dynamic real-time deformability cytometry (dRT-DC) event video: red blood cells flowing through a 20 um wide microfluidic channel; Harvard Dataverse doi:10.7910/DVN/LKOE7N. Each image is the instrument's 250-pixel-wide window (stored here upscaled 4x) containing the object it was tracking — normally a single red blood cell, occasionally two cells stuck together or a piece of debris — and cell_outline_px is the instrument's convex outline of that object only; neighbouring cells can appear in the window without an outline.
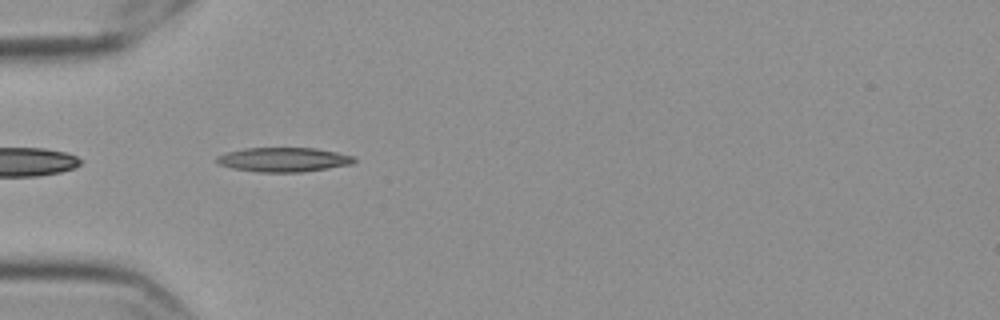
{"species": "Egyptian fruit bat (a non-hibernating species)", "species_latin": "Rousettus aegyptiacus", "temperature_condition": "cold", "stored_images_in_passage": 41, "camera_frame_rate_fps": 3000, "um_per_image_px": 0.085, "frame": {"image": 1, "passage_image": 2, "time_ms": 0.333, "image_size_px": [1000, 320], "cell_outline_px": [[356, 160], [352, 164], [300, 172], [260, 172], [232, 168], [220, 164], [216, 160], [216, 156], [228, 152], [244, 148], [316, 148], [356, 156]], "centroid_in_image_um": [24.12, 13.56], "position_along_channel_um": 60.9, "area_um2": 19.36}}
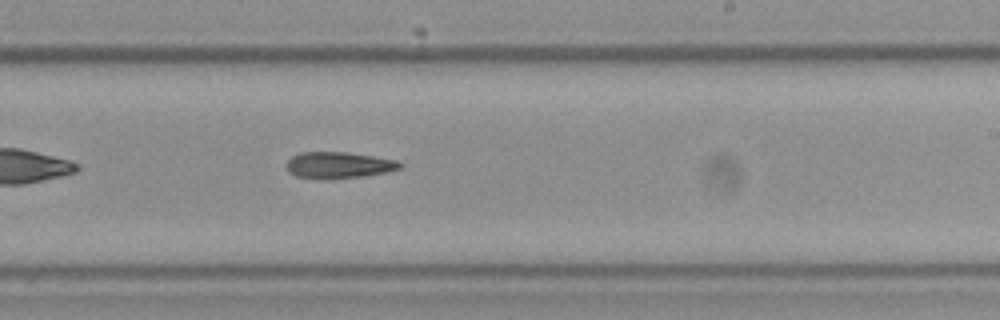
{"frame": {"image": 2, "passage_image": 19, "time_ms": 6.0, "image_size_px": [1000, 320], "cell_outline_px": [[404, 164], [400, 168], [384, 172], [360, 176], [324, 180], [296, 176], [288, 172], [284, 164], [292, 156], [300, 152], [348, 152], [396, 160]], "centroid_in_image_um": [28.71, 14.03], "position_along_channel_um": 260.3, "area_um2": 17.51}}
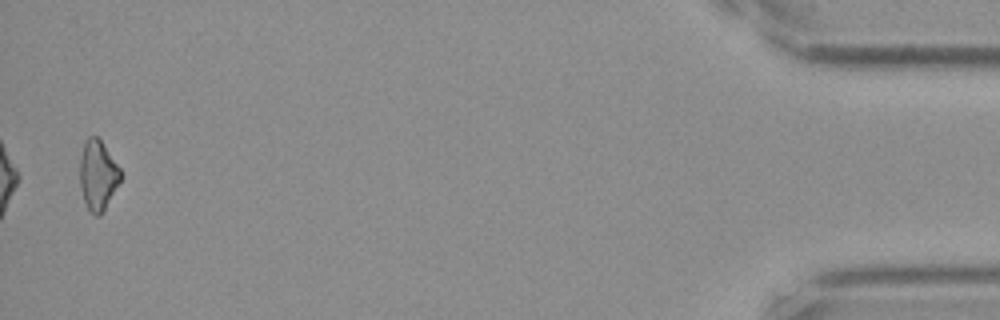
{"frame": {"image": 3, "passage_image": 40, "time_ms": 13.0, "image_size_px": [1000, 320], "cell_outline_px": [[120, 180], [104, 212], [100, 216], [96, 216], [88, 208], [84, 200], [80, 184], [80, 160], [84, 140], [88, 136], [96, 136], [100, 140], [120, 168]], "centroid_in_image_um": [8.31, 14.89], "position_along_channel_um": 426.9, "area_um2": 16.36}}